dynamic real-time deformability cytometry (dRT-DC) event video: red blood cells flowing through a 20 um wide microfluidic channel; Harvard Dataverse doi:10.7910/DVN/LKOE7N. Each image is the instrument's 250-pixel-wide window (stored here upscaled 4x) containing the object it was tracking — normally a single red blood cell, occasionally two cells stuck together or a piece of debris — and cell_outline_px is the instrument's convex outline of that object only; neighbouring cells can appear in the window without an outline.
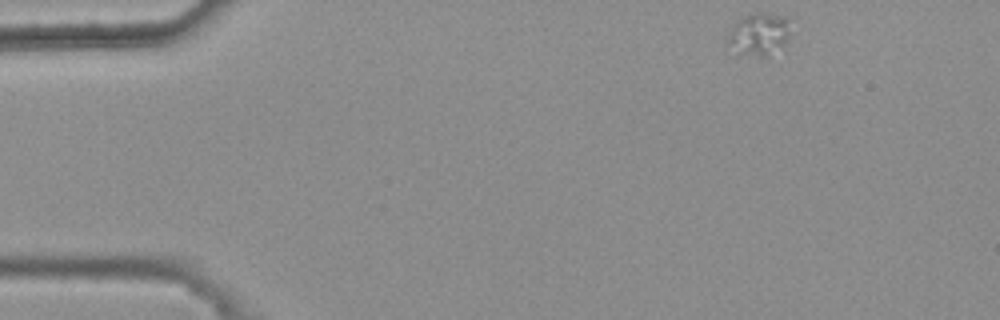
{"species": "common noctule bat (a hibernating species)", "species_latin": "Nyctalus noctula", "temperature_condition": "warm", "stored_images_in_passage": 23, "camera_frame_rate_fps": 3000, "um_per_image_px": 0.085, "animal": {"sex": "female", "body_mass_g": 25.1}, "frame": {"image": 1, "passage_image": 1, "time_ms": 0.0, "image_size_px": [1000, 320], "cell_outline_px": [[792, 16], [788, 32], [784, 44], [768, 56], [760, 56], [740, 52], [724, 44], [724, 40], [728, 32], [740, 20], [756, 12], [764, 12]], "centroid_in_image_um": [64.53, 2.86], "position_along_channel_um": 20.5, "area_um2": 15.49}}